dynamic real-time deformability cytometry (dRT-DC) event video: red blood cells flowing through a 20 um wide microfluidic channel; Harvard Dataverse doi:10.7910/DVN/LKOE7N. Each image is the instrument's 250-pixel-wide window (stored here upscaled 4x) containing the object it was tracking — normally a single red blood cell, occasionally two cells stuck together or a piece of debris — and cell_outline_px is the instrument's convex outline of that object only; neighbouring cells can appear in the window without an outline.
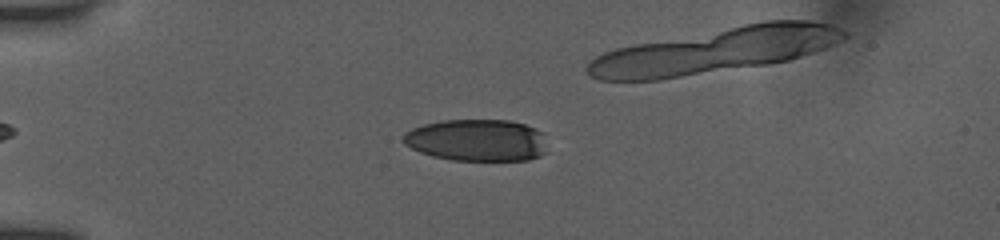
{"species": "human", "species_latin": "Homo sapiens", "temperature_condition": "room temperature", "stored_images_in_passage": 12, "segment_of_instrument_passage": [1, 2], "camera_frame_rate_fps": 3000, "um_per_image_px": 0.085, "donor": {"sex": "female"}, "frame": {"image": 1, "passage_image": 7, "time_ms": 2.0, "image_size_px": [1000, 240], "cell_outline_px": [[548, 152], [540, 156], [528, 160], [452, 160], [432, 156], [420, 152], [404, 144], [404, 136], [412, 128], [424, 124], [444, 120], [508, 120], [524, 124], [536, 128], [544, 132]], "centroid_in_image_um": [40.61, 11.92], "position_along_channel_um": 44.4, "area_um2": 35.43}}